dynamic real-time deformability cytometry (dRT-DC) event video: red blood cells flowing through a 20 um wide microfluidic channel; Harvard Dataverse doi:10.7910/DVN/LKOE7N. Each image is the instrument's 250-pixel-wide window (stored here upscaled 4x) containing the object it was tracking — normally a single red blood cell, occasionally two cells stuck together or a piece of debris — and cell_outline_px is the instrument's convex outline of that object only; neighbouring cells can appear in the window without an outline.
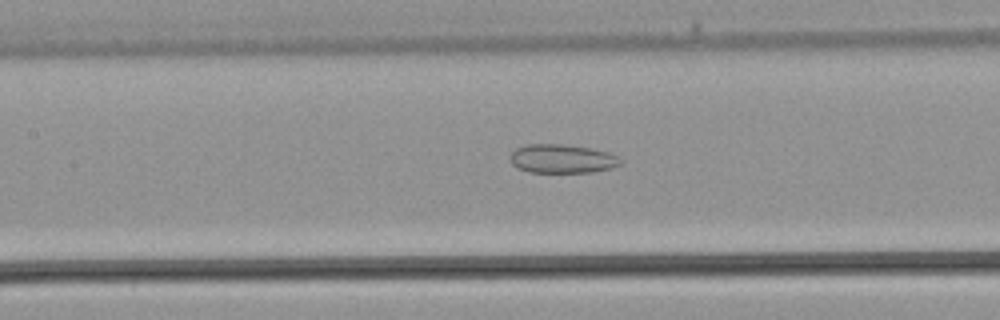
{"species": "common noctule bat (a hibernating species)", "species_latin": "Nyctalus noctula", "temperature_condition": "warm", "stored_images_in_passage": 37, "camera_frame_rate_fps": 3000, "um_per_image_px": 0.085, "animal": {"sex": "male", "body_mass_g": 21.5, "forearm_length_mm": 52.0}, "frame": {"image": 1, "passage_image": 17, "time_ms": 5.333, "image_size_px": [1000, 320], "cell_outline_px": [[624, 160], [620, 164], [612, 168], [592, 172], [528, 172], [516, 168], [512, 164], [508, 156], [516, 148], [528, 144], [564, 144], [592, 148], [608, 152]], "centroid_in_image_um": [47.76, 13.49], "position_along_channel_um": 159.6, "area_um2": 18.73}}
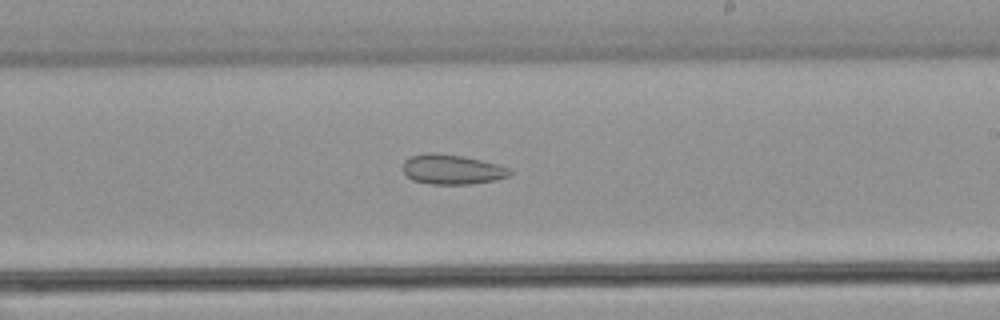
{"frame": {"image": 2, "passage_image": 22, "time_ms": 7.0, "image_size_px": [1000, 320], "cell_outline_px": [[512, 172], [508, 176], [496, 180], [468, 184], [432, 184], [412, 180], [404, 172], [404, 160], [412, 156], [428, 152], [436, 152], [464, 156], [500, 164], [508, 168]], "centroid_in_image_um": [38.44, 14.39], "position_along_channel_um": 250.6, "area_um2": 18.61}}
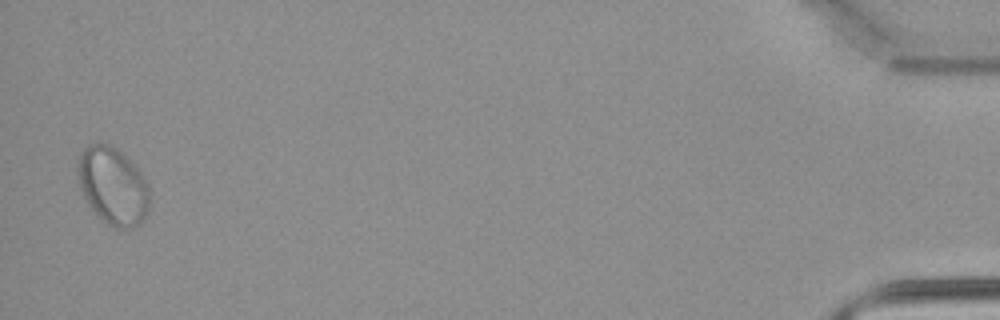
{"frame": {"image": 3, "passage_image": 37, "time_ms": 12.0, "image_size_px": [1000, 320], "cell_outline_px": [[148, 208], [140, 224], [132, 228], [116, 228], [108, 224], [92, 208], [84, 196], [80, 188], [76, 168], [80, 156], [84, 148], [88, 144], [108, 144], [116, 148], [140, 172], [148, 184]], "centroid_in_image_um": [9.58, 15.8], "position_along_channel_um": 425.6, "area_um2": 31.73}}